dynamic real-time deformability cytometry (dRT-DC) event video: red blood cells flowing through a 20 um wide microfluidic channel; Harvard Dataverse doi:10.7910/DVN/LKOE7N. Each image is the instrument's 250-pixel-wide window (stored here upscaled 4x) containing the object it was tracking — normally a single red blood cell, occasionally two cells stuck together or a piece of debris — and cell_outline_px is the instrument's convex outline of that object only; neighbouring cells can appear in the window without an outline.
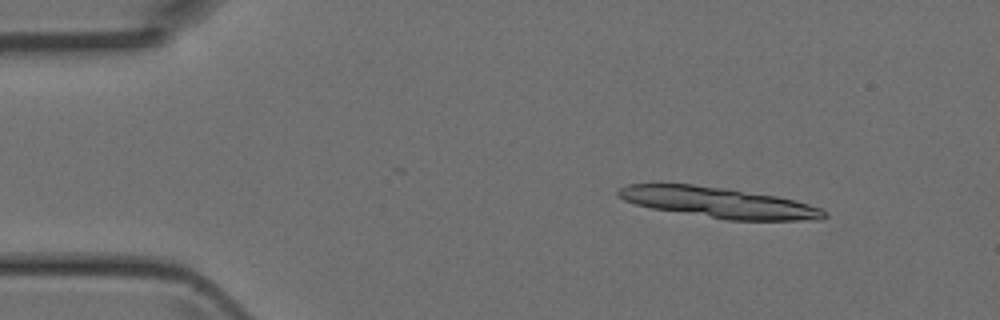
{"species": "Egyptian fruit bat (a non-hibernating species)", "species_latin": "Rousettus aegyptiacus", "temperature_condition": "room temperature", "stored_images_in_passage": 11, "camera_frame_rate_fps": 3000, "um_per_image_px": 0.085, "animal": {"sex": "female"}, "frame": {"image": 1, "passage_image": 5, "time_ms": 1.333, "image_size_px": [1000, 320], "cell_outline_px": [[828, 216], [824, 220], [728, 220], [652, 208], [636, 204], [624, 200], [616, 192], [620, 188], [628, 184], [692, 184], [728, 188], [776, 196], [796, 200], [820, 208], [828, 212]], "centroid_in_image_um": [61.15, 17.22], "position_along_channel_um": 23.8, "area_um2": 36.65}}